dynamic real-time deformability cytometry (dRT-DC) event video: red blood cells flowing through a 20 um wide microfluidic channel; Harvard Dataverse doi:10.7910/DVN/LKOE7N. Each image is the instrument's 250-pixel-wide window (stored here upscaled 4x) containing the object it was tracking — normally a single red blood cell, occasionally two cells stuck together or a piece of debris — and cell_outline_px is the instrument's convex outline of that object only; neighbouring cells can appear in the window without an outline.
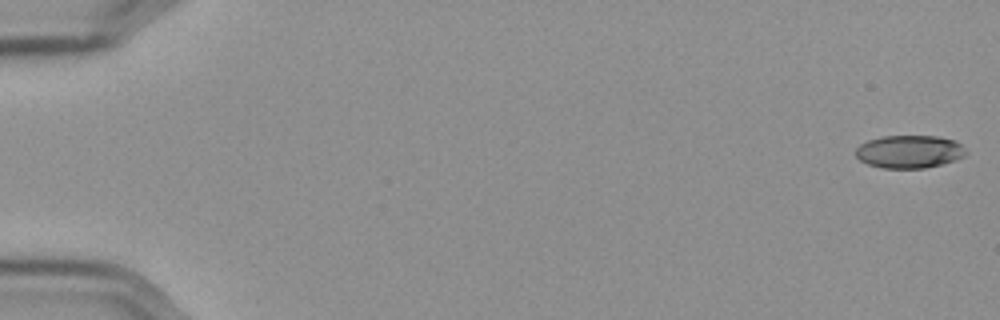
{"species": "Egyptian fruit bat (a non-hibernating species)", "species_latin": "Rousettus aegyptiacus", "temperature_condition": "cold", "stored_images_in_passage": 57, "camera_frame_rate_fps": 3000, "um_per_image_px": 0.085, "frame": {"image": 1, "passage_image": 1, "time_ms": 0.0, "image_size_px": [1000, 320], "cell_outline_px": [[968, 152], [964, 156], [940, 164], [924, 168], [884, 168], [868, 164], [860, 160], [856, 156], [856, 148], [860, 144], [868, 140], [884, 136], [936, 136], [956, 140]], "centroid_in_image_um": [77.29, 12.88], "position_along_channel_um": 7.7, "area_um2": 20.98}}
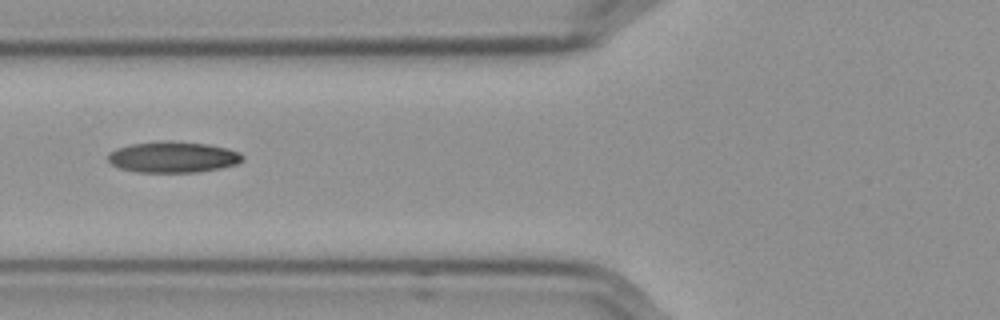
{"frame": {"image": 2, "passage_image": 23, "time_ms": 7.333, "image_size_px": [1000, 320], "cell_outline_px": [[244, 156], [236, 164], [220, 168], [196, 172], [140, 172], [120, 168], [112, 164], [108, 160], [108, 152], [116, 148], [132, 144], [164, 140], [172, 140], [208, 144], [228, 148], [240, 152]], "centroid_in_image_um": [14.7, 13.33], "position_along_channel_um": 111.1, "area_um2": 24.39}}
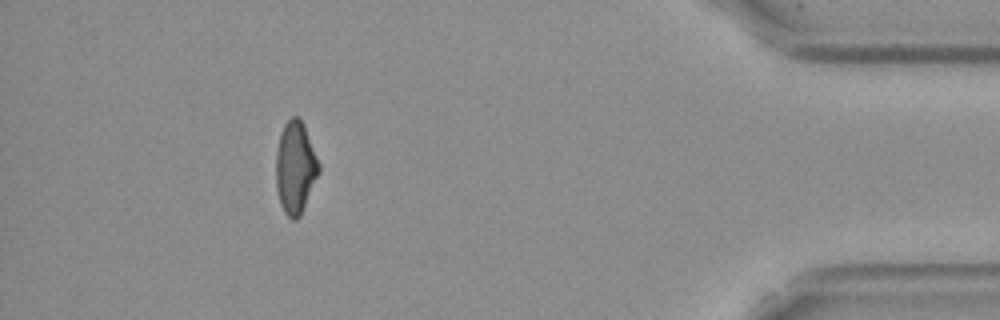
{"frame": {"image": 3, "passage_image": 52, "time_ms": 17.0, "image_size_px": [1000, 320], "cell_outline_px": [[320, 172], [300, 216], [296, 220], [292, 220], [284, 212], [280, 204], [276, 188], [276, 152], [280, 132], [284, 124], [292, 116], [296, 116], [304, 124], [320, 164]], "centroid_in_image_um": [25.1, 14.24], "position_along_channel_um": 410.1, "area_um2": 23.18}, "authors_computed_cell_mechanics": {"area_um2": 23.12, "velocity_mm_per_s": 3.6113, "shape_relaxation_time_tau1_ms": null, "shape_relaxation_time_tau2_ms": 3.9564, "deformation_change_tau1": null, "deformation_change_tau2": 0.1069}}